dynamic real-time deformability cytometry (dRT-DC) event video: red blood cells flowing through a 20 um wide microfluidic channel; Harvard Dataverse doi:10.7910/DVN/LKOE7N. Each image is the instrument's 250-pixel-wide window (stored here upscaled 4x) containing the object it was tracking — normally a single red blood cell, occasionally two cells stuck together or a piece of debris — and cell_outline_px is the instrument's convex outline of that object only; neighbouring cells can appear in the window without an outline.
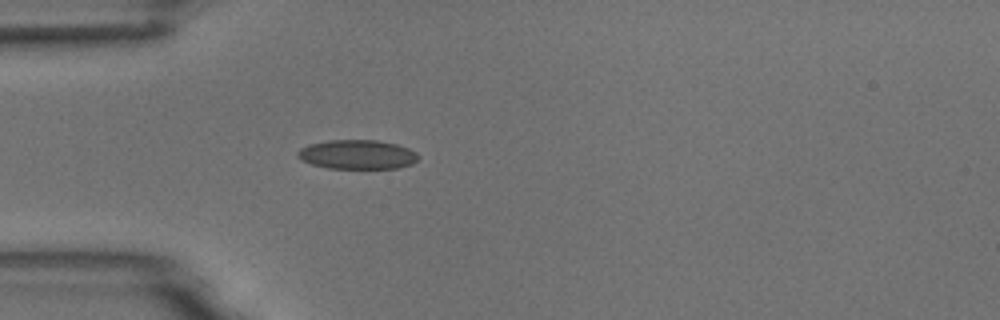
{"species": "common noctule bat (a hibernating species)", "species_latin": "Nyctalus noctula", "temperature_condition": "room temperature", "stored_images_in_passage": 3, "camera_frame_rate_fps": 3000, "um_per_image_px": 0.085, "animal": {"sex": "male", "body_mass_g": 18.8}, "frame": {"image": 1, "passage_image": 3, "time_ms": 2.333, "image_size_px": [1000, 320], "cell_outline_px": [[420, 156], [412, 164], [396, 168], [328, 168], [312, 164], [300, 160], [296, 156], [296, 152], [300, 148], [308, 144], [328, 140], [376, 140], [396, 144], [408, 148], [416, 152]], "centroid_in_image_um": [30.33, 13.13], "position_along_channel_um": 54.7, "area_um2": 20.63}}